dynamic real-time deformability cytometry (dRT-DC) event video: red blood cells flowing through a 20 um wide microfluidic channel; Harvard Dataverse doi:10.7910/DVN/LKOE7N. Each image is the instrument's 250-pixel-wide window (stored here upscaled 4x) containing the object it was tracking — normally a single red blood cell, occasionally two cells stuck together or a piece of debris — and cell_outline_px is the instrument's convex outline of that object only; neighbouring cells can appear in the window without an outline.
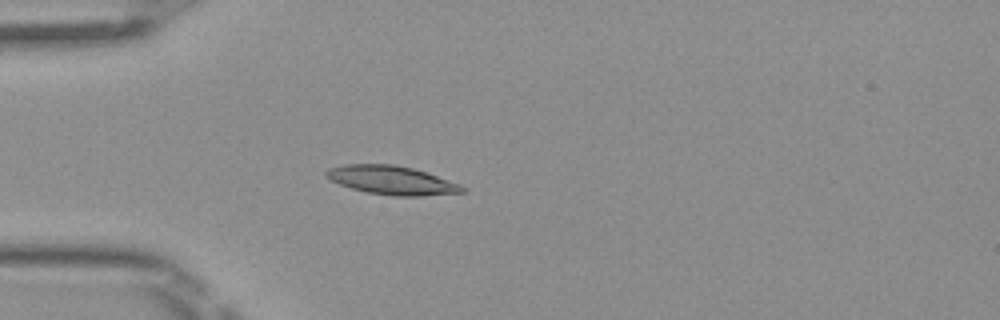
{"species": "Egyptian fruit bat (a non-hibernating species)", "species_latin": "Rousettus aegyptiacus", "temperature_condition": "room temperature", "stored_images_in_passage": 5, "camera_frame_rate_fps": 3000, "um_per_image_px": 0.085, "frame": {"image": 1, "passage_image": 5, "time_ms": 1.333, "image_size_px": [1000, 320], "cell_outline_px": [[468, 192], [420, 196], [396, 196], [368, 192], [352, 188], [340, 184], [324, 176], [324, 172], [328, 168], [344, 164], [396, 164], [412, 168], [460, 184], [468, 188]], "centroid_in_image_um": [33.31, 15.32], "position_along_channel_um": 51.7, "area_um2": 22.72}}